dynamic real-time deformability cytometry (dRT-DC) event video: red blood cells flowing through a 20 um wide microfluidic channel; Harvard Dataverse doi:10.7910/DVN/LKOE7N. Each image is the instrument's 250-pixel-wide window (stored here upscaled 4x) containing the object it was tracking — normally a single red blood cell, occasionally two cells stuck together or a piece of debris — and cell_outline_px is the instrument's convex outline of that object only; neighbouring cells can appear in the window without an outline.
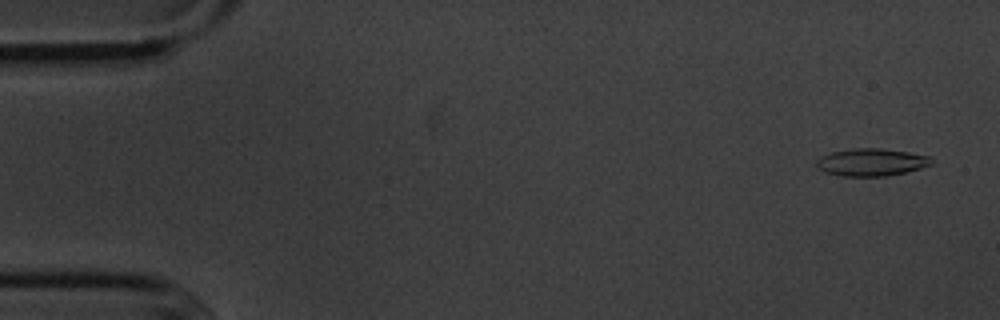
{"species": "common noctule bat (a hibernating species)", "species_latin": "Nyctalus noctula", "temperature_condition": "cold", "stored_images_in_passage": 55, "camera_frame_rate_fps": 3000, "um_per_image_px": 0.085, "animal": {"sex": "male", "body_mass_g": 20.1, "forearm_length_mm": 53.5}, "frame": {"image": 1, "passage_image": 3, "time_ms": 0.667, "image_size_px": [1000, 320], "cell_outline_px": [[932, 164], [920, 168], [904, 172], [884, 176], [840, 176], [824, 172], [816, 168], [816, 160], [820, 156], [832, 152], [852, 148], [880, 148], [908, 152], [932, 156]], "centroid_in_image_um": [74.03, 13.78], "position_along_channel_um": 11.0, "area_um2": 18.5}}
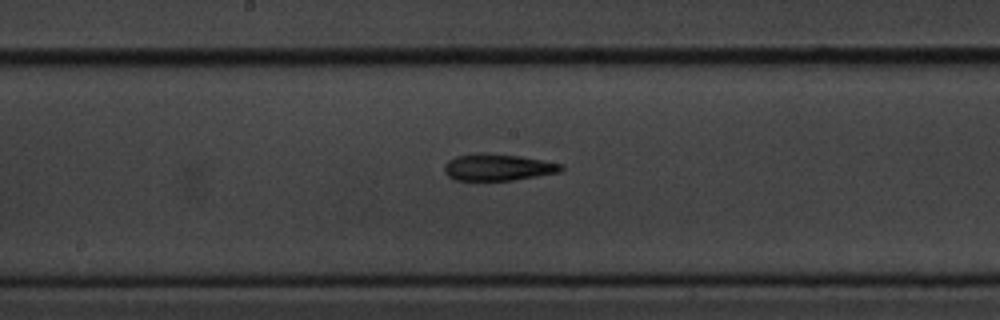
{"frame": {"image": 2, "passage_image": 29, "time_ms": 9.333, "image_size_px": [1000, 320], "cell_outline_px": [[564, 168], [560, 172], [512, 180], [456, 180], [448, 176], [444, 172], [444, 164], [448, 160], [456, 156], [476, 152], [484, 152], [520, 156], [564, 164]], "centroid_in_image_um": [42.3, 14.2], "position_along_channel_um": 205.9, "area_um2": 18.32}}
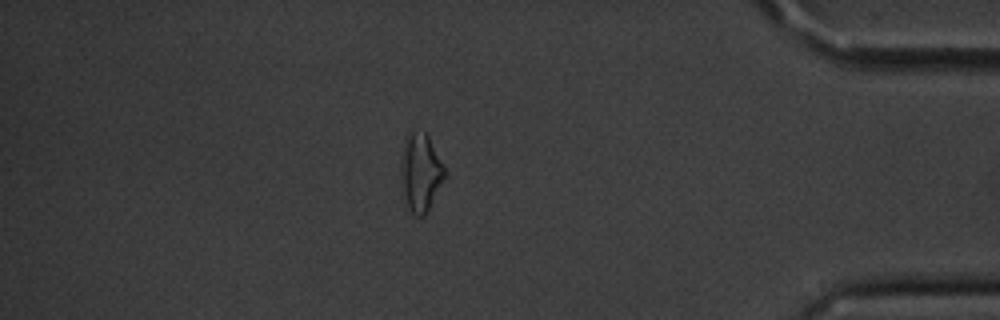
{"frame": {"image": 3, "passage_image": 48, "time_ms": 15.667, "image_size_px": [1000, 320], "cell_outline_px": [[448, 176], [424, 216], [416, 216], [404, 204], [400, 188], [400, 160], [404, 140], [408, 132], [428, 132], [448, 172]], "centroid_in_image_um": [35.75, 14.66], "position_along_channel_um": 399.4, "area_um2": 21.04}, "authors_computed_cell_mechanics": {"area_um2": 18.3226, "velocity_mm_per_s": 3.6221, "shape_relaxation_time_tau1_ms": 8.6054, "shape_relaxation_time_tau2_ms": 8.6921, "deformation_change_tau1": 0.252, "deformation_change_tau2": 0.259}}